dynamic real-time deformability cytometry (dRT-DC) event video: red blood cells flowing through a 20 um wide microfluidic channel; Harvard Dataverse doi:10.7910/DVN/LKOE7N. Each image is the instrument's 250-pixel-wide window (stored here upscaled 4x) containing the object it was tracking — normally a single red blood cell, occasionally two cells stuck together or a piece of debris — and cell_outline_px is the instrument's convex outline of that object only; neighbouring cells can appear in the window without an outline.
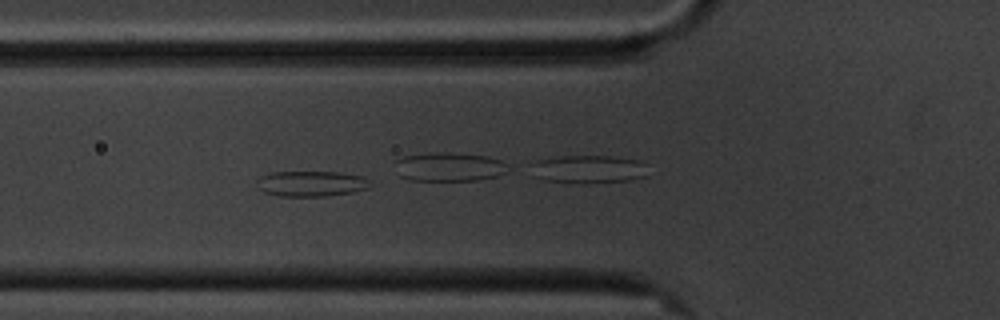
{"species": "common noctule bat (a hibernating species)", "species_latin": "Nyctalus noctula", "temperature_condition": "cold", "stored_images_in_passage": 13, "camera_frame_rate_fps": 3000, "um_per_image_px": 0.085, "animal": {"sex": "male", "body_mass_g": 20.1, "forearm_length_mm": 53.5}, "frame": {"image": 1, "passage_image": 6, "time_ms": 1.667, "image_size_px": [1000, 320], "cell_outline_px": [[368, 188], [352, 192], [324, 196], [280, 196], [264, 192], [260, 188], [256, 180], [260, 176], [272, 172], [340, 172], [360, 176], [368, 180]], "centroid_in_image_um": [26.41, 15.6], "position_along_channel_um": 99.4, "area_um2": 16.59}}